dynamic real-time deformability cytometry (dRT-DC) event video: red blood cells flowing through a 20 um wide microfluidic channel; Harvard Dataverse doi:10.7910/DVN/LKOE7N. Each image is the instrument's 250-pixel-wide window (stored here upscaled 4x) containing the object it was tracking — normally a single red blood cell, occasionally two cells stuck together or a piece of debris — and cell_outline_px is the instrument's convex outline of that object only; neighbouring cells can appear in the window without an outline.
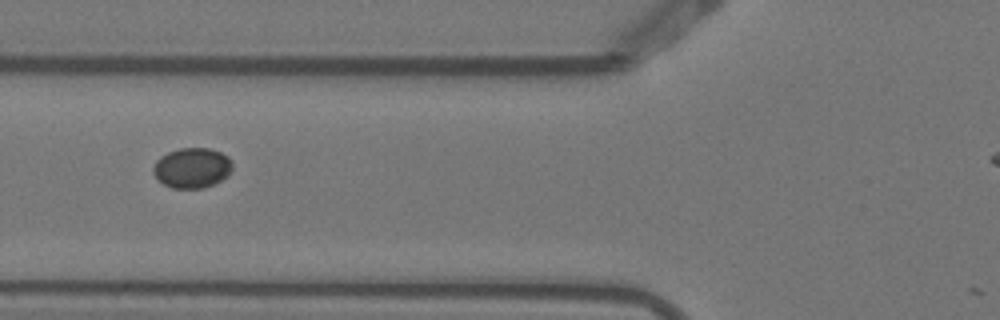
{"species": "Egyptian fruit bat (a non-hibernating species)", "species_latin": "Rousettus aegyptiacus", "temperature_condition": "warm", "stored_images_in_passage": 4, "camera_frame_rate_fps": 3000, "um_per_image_px": 0.085, "animal": {"sex": "female"}, "frame": {"image": 1, "passage_image": 2, "time_ms": 0.333, "image_size_px": [1000, 320], "cell_outline_px": [[232, 168], [228, 176], [204, 188], [172, 188], [164, 184], [152, 172], [152, 168], [156, 160], [160, 156], [168, 152], [180, 148], [208, 148], [220, 152], [228, 156], [232, 160]], "centroid_in_image_um": [16.32, 14.26], "position_along_channel_um": 109.5, "area_um2": 18.55}}
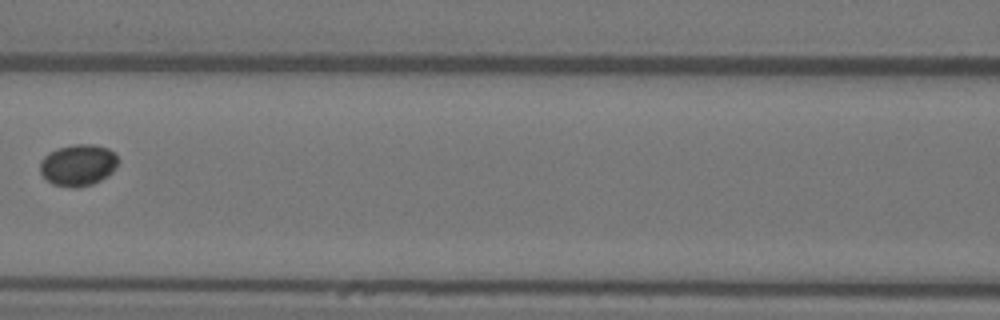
{"frame": {"image": 2, "passage_image": 3, "time_ms": 0.667, "image_size_px": [1000, 320], "cell_outline_px": [[120, 160], [116, 168], [112, 172], [100, 180], [92, 184], [76, 188], [72, 188], [52, 184], [40, 172], [40, 160], [48, 152], [60, 148], [76, 144], [92, 144], [108, 148]], "centroid_in_image_um": [6.64, 14.03], "position_along_channel_um": 160.0, "area_um2": 18.9}}
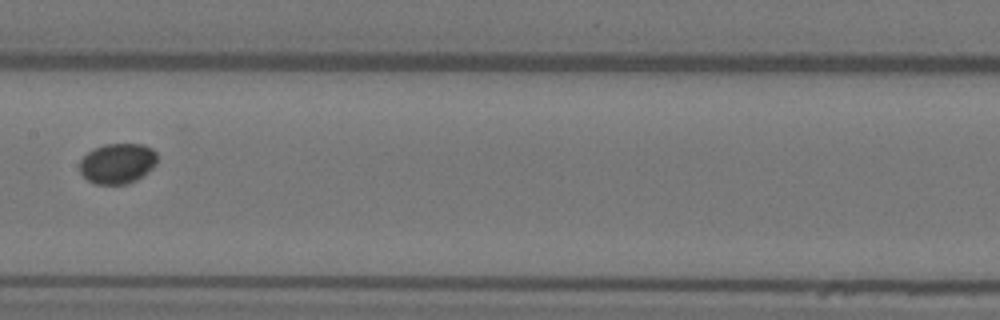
{"frame": {"image": 3, "passage_image": 4, "time_ms": 1.0, "image_size_px": [1000, 320], "cell_outline_px": [[156, 164], [148, 172], [136, 180], [128, 184], [96, 184], [88, 180], [80, 172], [80, 160], [92, 148], [104, 144], [144, 144], [152, 148], [156, 152]], "centroid_in_image_um": [9.99, 13.88], "position_along_channel_um": 197.4, "area_um2": 18.32}}